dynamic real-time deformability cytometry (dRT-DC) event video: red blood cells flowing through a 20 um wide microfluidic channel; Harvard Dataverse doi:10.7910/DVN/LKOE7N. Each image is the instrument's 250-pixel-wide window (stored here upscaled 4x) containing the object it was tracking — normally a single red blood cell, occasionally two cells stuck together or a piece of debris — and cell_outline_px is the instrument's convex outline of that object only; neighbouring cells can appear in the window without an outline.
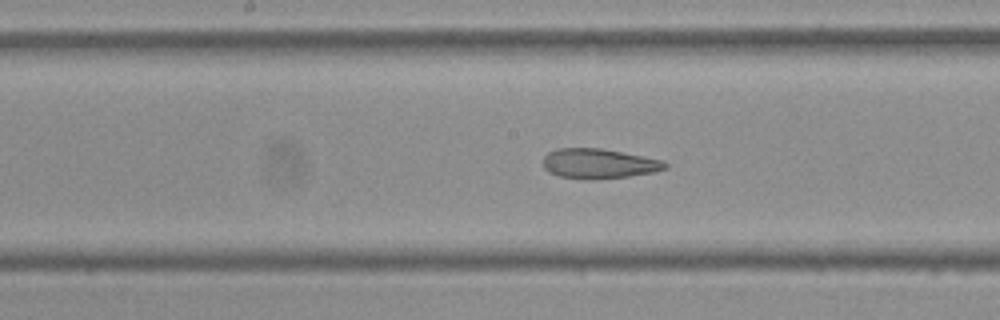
{"species": "Egyptian fruit bat (a non-hibernating species)", "species_latin": "Rousettus aegyptiacus", "temperature_condition": "cold", "stored_images_in_passage": 30, "segment_of_instrument_passage": [2, 2], "camera_frame_rate_fps": 3000, "um_per_image_px": 0.085, "frame": {"image": 1, "passage_image": 30, "time_ms": 9.667, "image_size_px": [1000, 320], "cell_outline_px": [[668, 168], [652, 172], [628, 176], [592, 180], [584, 180], [560, 176], [548, 172], [544, 168], [544, 156], [548, 152], [556, 148], [600, 148], [664, 160], [668, 164]], "centroid_in_image_um": [50.89, 13.91], "position_along_channel_um": 197.3, "area_um2": 21.33}}